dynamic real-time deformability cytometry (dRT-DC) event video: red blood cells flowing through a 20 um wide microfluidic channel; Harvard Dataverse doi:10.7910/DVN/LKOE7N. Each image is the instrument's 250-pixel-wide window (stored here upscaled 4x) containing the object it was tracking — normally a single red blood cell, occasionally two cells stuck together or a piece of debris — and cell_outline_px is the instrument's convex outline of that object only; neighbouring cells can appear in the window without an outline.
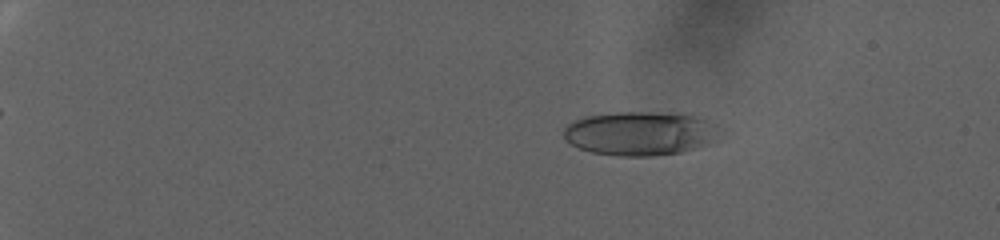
{"species": "human", "species_latin": "Homo sapiens", "temperature_condition": "warm", "stored_images_in_passage": 91, "camera_frame_rate_fps": 3000, "um_per_image_px": 0.085, "donor": {"sex": "female"}, "frame": {"image": 1, "passage_image": 19, "time_ms": 6.0, "image_size_px": [1000, 240], "cell_outline_px": [[724, 128], [716, 140], [708, 144], [696, 148], [680, 152], [652, 156], [620, 156], [592, 152], [580, 148], [564, 140], [564, 128], [568, 124], [584, 116], [616, 112], [652, 112], [692, 116], [708, 120]], "centroid_in_image_um": [54.45, 11.34], "position_along_channel_um": 30.6, "area_um2": 40.06}}
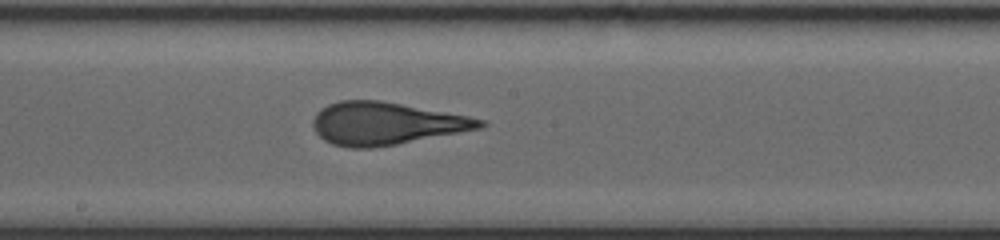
{"frame": {"image": 2, "passage_image": 57, "time_ms": 18.667, "image_size_px": [1000, 240], "cell_outline_px": [[488, 124], [480, 128], [396, 144], [372, 148], [352, 148], [332, 144], [324, 140], [316, 132], [312, 124], [312, 120], [316, 112], [320, 108], [328, 104], [340, 100], [380, 100], [468, 116], [484, 120]], "centroid_in_image_um": [32.75, 10.49], "position_along_channel_um": 215.5, "area_um2": 41.15}}
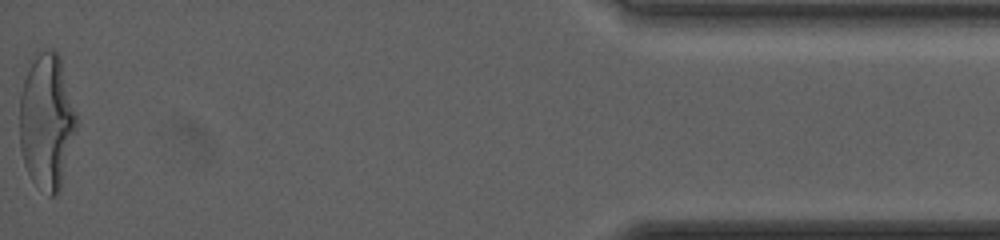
{"frame": {"image": 3, "passage_image": 91, "time_ms": 30.0, "image_size_px": [1000, 240], "cell_outline_px": [[76, 128], [60, 188], [56, 196], [48, 196], [32, 180], [24, 164], [20, 148], [20, 96], [24, 80], [28, 68], [36, 52], [44, 48], [52, 48], [60, 56], [76, 112]], "centroid_in_image_um": [3.96, 10.28], "position_along_channel_um": 431.2, "area_um2": 44.8}, "authors_computed_cell_mechanics": {"area_um2": 40.8646, "velocity_mm_per_s": 2.4742, "shape_relaxation_time_tau1_ms": null, "shape_relaxation_time_tau2_ms": 1.2994, "deformation_change_tau1": null, "deformation_change_tau2": 0.0975}}